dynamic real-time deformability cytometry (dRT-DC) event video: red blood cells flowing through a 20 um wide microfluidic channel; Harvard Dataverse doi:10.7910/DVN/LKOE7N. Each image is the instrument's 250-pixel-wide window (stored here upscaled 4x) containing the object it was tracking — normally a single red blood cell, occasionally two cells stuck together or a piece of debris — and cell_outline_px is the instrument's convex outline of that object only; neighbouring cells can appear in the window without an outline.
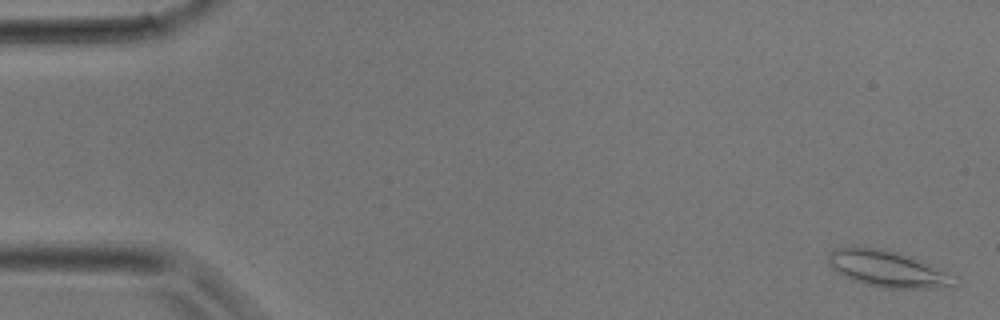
{"species": "common noctule bat (a hibernating species)", "species_latin": "Nyctalus noctula", "temperature_condition": "room temperature", "stored_images_in_passage": 10, "camera_frame_rate_fps": 3000, "um_per_image_px": 0.085, "animal": {"sex": "male", "body_mass_g": 17.9}, "frame": {"image": 1, "passage_image": 1, "time_ms": 0.0, "image_size_px": [1000, 320], "cell_outline_px": [[956, 284], [952, 288], [884, 288], [864, 284], [852, 280], [836, 272], [828, 264], [828, 252], [832, 248], [856, 244], [884, 248], [932, 264], [944, 272]], "centroid_in_image_um": [75.31, 22.81], "position_along_channel_um": 9.7, "area_um2": 27.17}}